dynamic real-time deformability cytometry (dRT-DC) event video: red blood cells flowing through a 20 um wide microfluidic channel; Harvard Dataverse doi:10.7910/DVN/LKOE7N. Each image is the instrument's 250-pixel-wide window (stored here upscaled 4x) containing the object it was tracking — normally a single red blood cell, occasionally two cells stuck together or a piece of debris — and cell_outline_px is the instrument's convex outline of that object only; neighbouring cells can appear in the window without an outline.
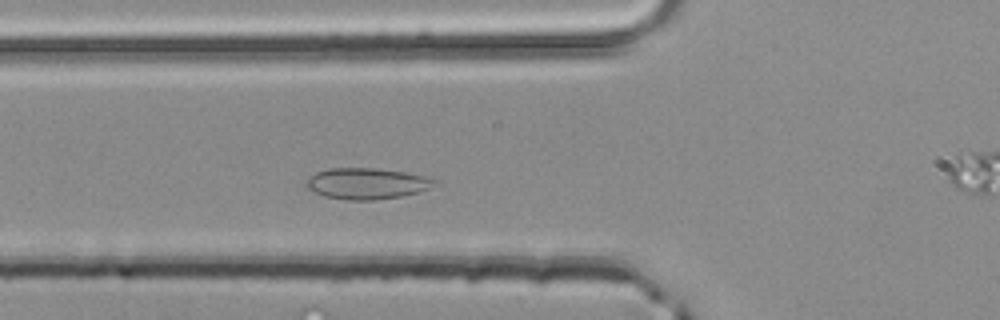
{"species": "common noctule bat (a hibernating species)", "species_latin": "Nyctalus noctula", "temperature_condition": "room temperature", "stored_images_in_passage": 43, "camera_frame_rate_fps": 3000, "um_per_image_px": 0.085, "animal": {"sex": "male", "body_mass_g": 20.4}, "frame": {"image": 1, "passage_image": 10, "time_ms": 3.0, "image_size_px": [1000, 320], "cell_outline_px": [[436, 180], [428, 188], [420, 192], [404, 196], [376, 200], [348, 200], [324, 196], [308, 188], [304, 184], [316, 172], [328, 168], [376, 168], [404, 172], [424, 176]], "centroid_in_image_um": [31.16, 15.6], "position_along_channel_um": 94.6, "area_um2": 23.06}}
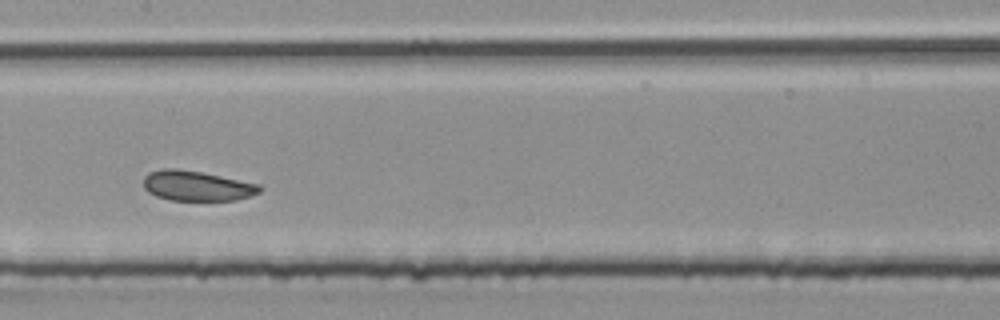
{"frame": {"image": 2, "passage_image": 17, "time_ms": 5.333, "image_size_px": [1000, 320], "cell_outline_px": [[264, 188], [260, 192], [236, 200], [168, 200], [156, 196], [148, 192], [144, 188], [144, 176], [148, 172], [164, 168], [176, 168], [200, 172], [260, 184]], "centroid_in_image_um": [16.71, 15.79], "position_along_channel_um": 190.7, "area_um2": 20.35}}
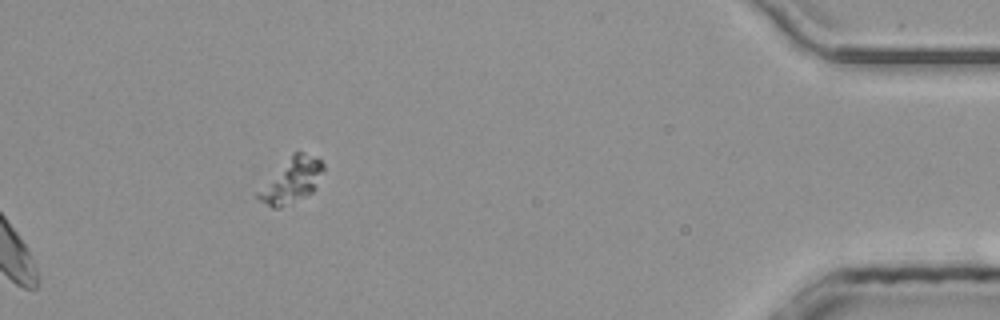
{"frame": {"image": 3, "passage_image": 43, "time_ms": 14.0, "image_size_px": [1000, 320], "cell_outline_px": [[324, 172], [316, 188], [312, 192], [280, 208], [272, 208], [260, 200], [256, 196], [256, 192], [292, 152], [304, 152], [320, 160], [324, 164]], "centroid_in_image_um": [24.8, 15.33], "position_along_channel_um": 410.4, "area_um2": 16.94}}